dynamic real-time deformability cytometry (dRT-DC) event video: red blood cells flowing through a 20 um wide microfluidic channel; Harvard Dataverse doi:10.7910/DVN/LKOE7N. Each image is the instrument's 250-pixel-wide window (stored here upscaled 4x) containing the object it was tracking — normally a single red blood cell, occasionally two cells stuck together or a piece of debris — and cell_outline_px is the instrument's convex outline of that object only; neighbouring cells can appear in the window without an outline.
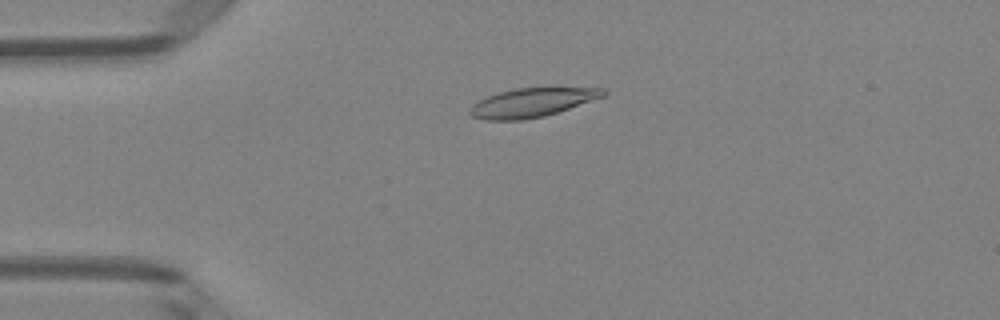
{"species": "Egyptian fruit bat (a non-hibernating species)", "species_latin": "Rousettus aegyptiacus", "temperature_condition": "room temperature", "stored_images_in_passage": 51, "camera_frame_rate_fps": 3000, "um_per_image_px": 0.085, "animal": {"sex": "female"}, "frame": {"image": 1, "passage_image": 12, "time_ms": 3.667, "image_size_px": [1000, 320], "cell_outline_px": [[608, 92], [604, 96], [544, 116], [524, 120], [484, 120], [472, 116], [468, 112], [472, 104], [488, 96], [500, 92], [516, 88], [604, 88]], "centroid_in_image_um": [45.18, 8.72], "position_along_channel_um": 39.8, "area_um2": 22.14}}
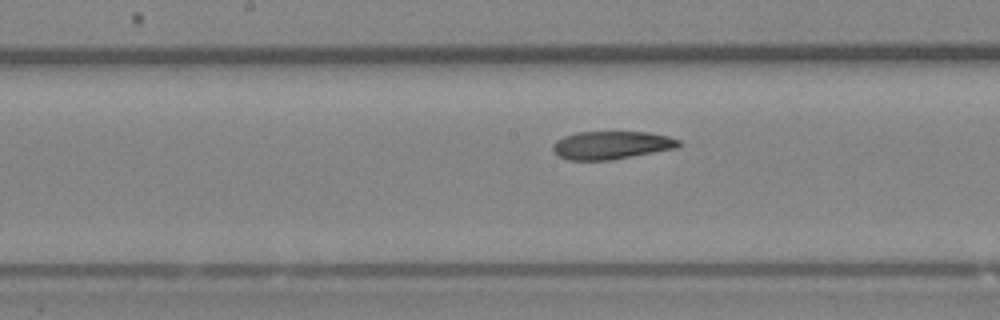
{"frame": {"image": 2, "passage_image": 26, "time_ms": 8.333, "image_size_px": [1000, 320], "cell_outline_px": [[684, 144], [676, 148], [632, 156], [608, 160], [568, 160], [560, 156], [552, 148], [552, 144], [556, 140], [564, 136], [576, 132], [648, 132], [668, 136], [680, 140]], "centroid_in_image_um": [51.99, 12.33], "position_along_channel_um": 196.2, "area_um2": 20.52}}
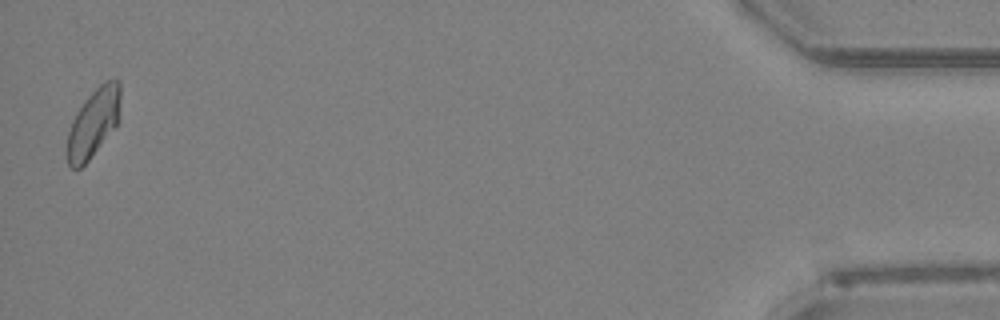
{"frame": {"image": 3, "passage_image": 50, "time_ms": 16.333, "image_size_px": [1000, 320], "cell_outline_px": [[120, 120], [116, 128], [88, 160], [80, 168], [72, 168], [68, 164], [64, 152], [68, 132], [72, 120], [76, 112], [84, 100], [104, 80], [116, 76], [120, 80]], "centroid_in_image_um": [7.95, 10.42], "position_along_channel_um": 427.2, "area_um2": 22.02}, "authors_computed_cell_mechanics": {"area_um2": 21.8484, "velocity_mm_per_s": 4.0045, "shape_relaxation_time_tau1_ms": null, "shape_relaxation_time_tau2_ms": 2.8903, "deformation_change_tau1": null, "deformation_change_tau2": 0.0784}}